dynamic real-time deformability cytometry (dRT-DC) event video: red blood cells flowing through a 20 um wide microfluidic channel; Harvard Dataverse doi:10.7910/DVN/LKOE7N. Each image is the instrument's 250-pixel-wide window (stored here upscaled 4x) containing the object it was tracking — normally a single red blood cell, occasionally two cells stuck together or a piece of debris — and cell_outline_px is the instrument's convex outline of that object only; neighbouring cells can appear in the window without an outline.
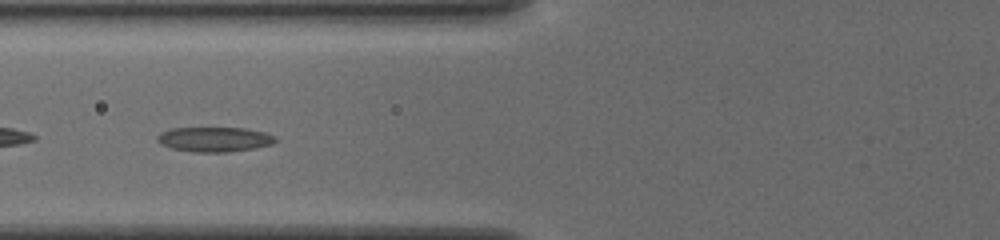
{"species": "common noctule bat (a hibernating species)", "species_latin": "Nyctalus noctula", "temperature_condition": "cold", "stored_images_in_passage": 25, "camera_frame_rate_fps": 3000, "um_per_image_px": 0.085, "animal": {"sex": "female", "body_mass_g": 19.5, "forearm_length_mm": 54.1}, "frame": {"image": 1, "passage_image": 2, "time_ms": 0.333, "image_size_px": [1000, 240], "cell_outline_px": [[276, 140], [272, 144], [256, 148], [228, 152], [192, 152], [172, 148], [160, 144], [156, 140], [156, 136], [160, 132], [172, 128], [244, 128], [264, 132], [276, 136]], "centroid_in_image_um": [18.21, 11.85], "position_along_channel_um": 107.6, "area_um2": 17.17}}
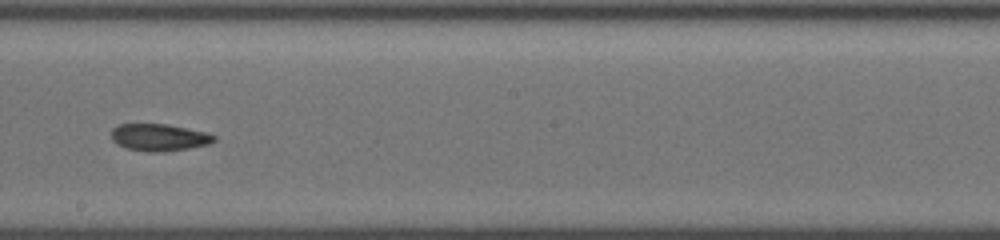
{"frame": {"image": 2, "passage_image": 6, "time_ms": 1.667, "image_size_px": [1000, 240], "cell_outline_px": [[216, 140], [208, 144], [188, 148], [164, 152], [148, 152], [124, 148], [116, 144], [112, 140], [112, 128], [120, 124], [164, 124], [208, 132], [216, 136]], "centroid_in_image_um": [13.51, 11.68], "position_along_channel_um": 234.7, "area_um2": 16.3}}
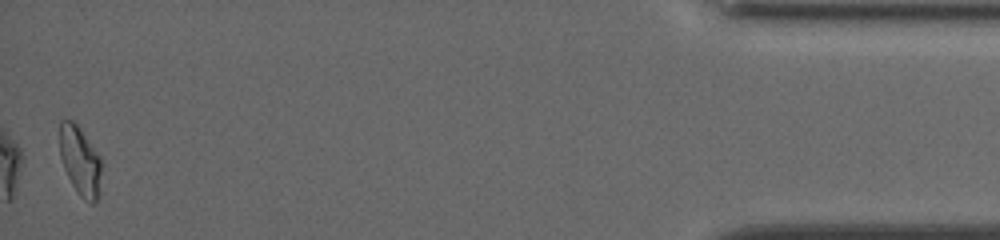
{"frame": {"image": 3, "passage_image": 25, "time_ms": 8.0, "image_size_px": [1000, 240], "cell_outline_px": [[100, 196], [92, 204], [84, 200], [76, 192], [64, 168], [60, 156], [60, 120], [72, 120], [80, 128], [100, 156]], "centroid_in_image_um": [6.81, 13.7], "position_along_channel_um": 428.4, "area_um2": 16.76}, "authors_computed_cell_mechanics": {"area_um2": 16.5886, "velocity_mm_per_s": 3.8851, "shape_relaxation_time_tau1_ms": 1.4928, "shape_relaxation_time_tau2_ms": 1.3481, "deformation_change_tau1": 0.1082, "deformation_change_tau2": 0.0777}}